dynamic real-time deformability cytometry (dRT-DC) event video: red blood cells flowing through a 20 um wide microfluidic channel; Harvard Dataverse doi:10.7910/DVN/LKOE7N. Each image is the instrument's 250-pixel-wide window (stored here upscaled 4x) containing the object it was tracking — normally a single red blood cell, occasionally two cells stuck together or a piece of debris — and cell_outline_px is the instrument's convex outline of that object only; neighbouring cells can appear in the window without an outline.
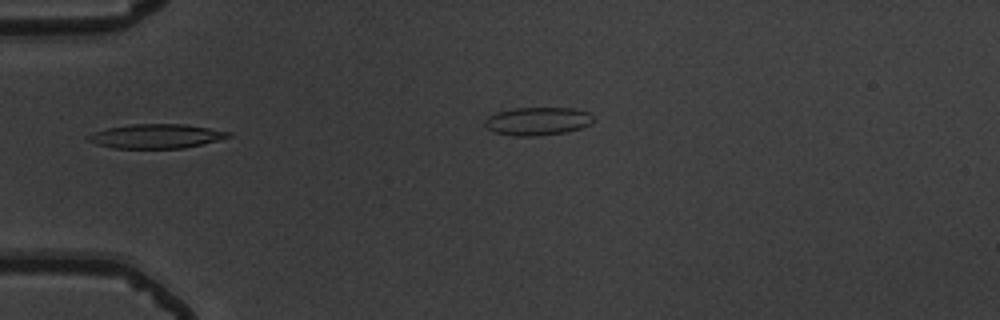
{"species": "common noctule bat (a hibernating species)", "species_latin": "Nyctalus noctula", "temperature_condition": "warm", "stored_images_in_passage": 31, "camera_frame_rate_fps": 3000, "um_per_image_px": 0.085, "animal": {"sex": "male", "body_mass_g": 19.5, "forearm_length_mm": 54.6}, "frame": {"image": 1, "passage_image": 1, "time_ms": 0.0, "image_size_px": [1000, 320], "cell_outline_px": [[232, 136], [184, 148], [112, 148], [96, 144], [84, 140], [84, 136], [108, 128], [132, 124], [184, 124], [232, 132]], "centroid_in_image_um": [13.22, 11.58], "position_along_channel_um": 71.8, "area_um2": 19.71}}
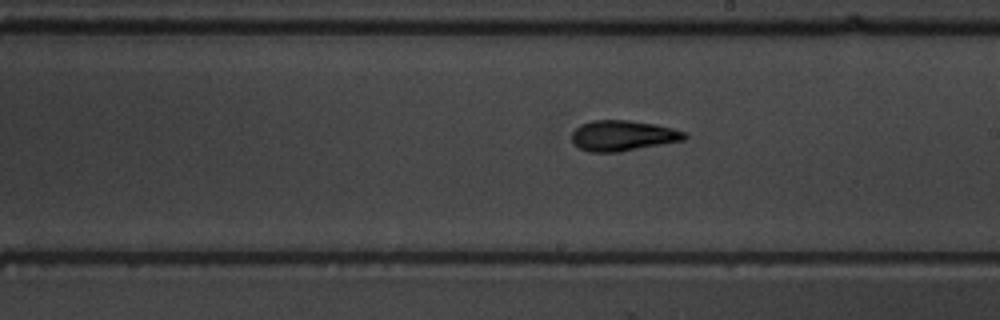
{"frame": {"image": 2, "passage_image": 14, "time_ms": 4.333, "image_size_px": [1000, 320], "cell_outline_px": [[688, 136], [684, 140], [620, 152], [588, 152], [580, 148], [572, 140], [572, 132], [580, 124], [592, 120], [628, 120], [652, 124], [672, 128], [684, 132]], "centroid_in_image_um": [52.92, 11.53], "position_along_channel_um": 236.1, "area_um2": 19.94}}
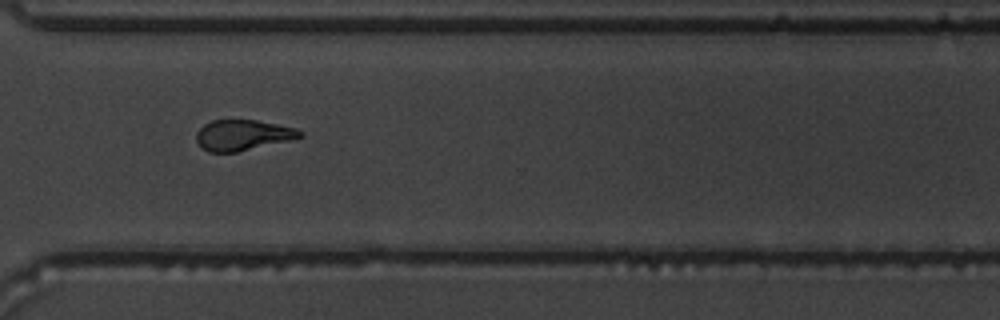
{"frame": {"image": 3, "passage_image": 23, "time_ms": 7.333, "image_size_px": [1000, 320], "cell_outline_px": [[304, 136], [292, 140], [236, 152], [208, 152], [196, 140], [196, 132], [204, 124], [212, 120], [256, 120], [296, 128], [304, 132]], "centroid_in_image_um": [20.66, 11.48], "position_along_channel_um": 349.9, "area_um2": 18.5}, "authors_computed_cell_mechanics": {"area_um2": 19.0162, "velocity_mm_per_s": 3.7949, "shape_relaxation_time_tau1_ms": 4.4272, "shape_relaxation_time_tau2_ms": 2.4514, "deformation_change_tau1": 0.1682, "deformation_change_tau2": 0.116}}